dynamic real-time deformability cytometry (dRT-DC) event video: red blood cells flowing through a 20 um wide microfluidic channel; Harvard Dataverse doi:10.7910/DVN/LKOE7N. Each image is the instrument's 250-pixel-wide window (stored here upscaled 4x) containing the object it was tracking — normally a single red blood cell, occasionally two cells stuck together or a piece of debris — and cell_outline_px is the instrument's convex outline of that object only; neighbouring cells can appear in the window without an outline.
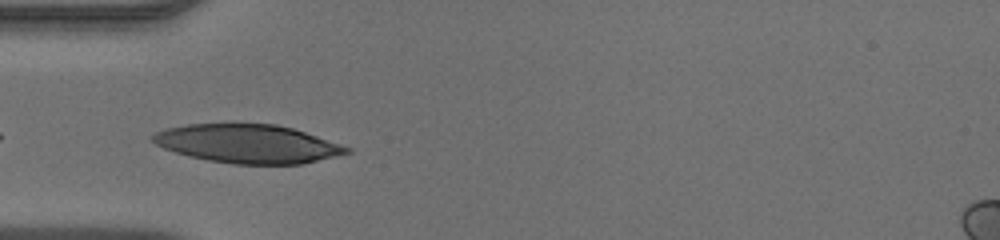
{"species": "human", "species_latin": "Homo sapiens", "temperature_condition": "warm", "stored_images_in_passage": 21, "camera_frame_rate_fps": 3000, "um_per_image_px": 0.085, "donor": {"sex": "male"}, "frame": {"image": 1, "passage_image": 1, "time_ms": 0.0, "image_size_px": [1000, 240], "cell_outline_px": [[352, 152], [300, 164], [232, 164], [208, 160], [188, 156], [164, 148], [156, 144], [152, 140], [152, 136], [156, 132], [168, 128], [188, 124], [276, 124], [292, 128], [352, 148]], "centroid_in_image_um": [21.06, 12.22], "position_along_channel_um": 63.9, "area_um2": 43.18}}
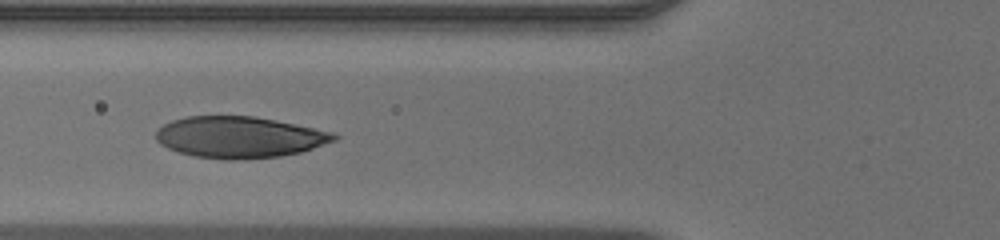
{"frame": {"image": 2, "passage_image": 4, "time_ms": 1.0, "image_size_px": [1000, 240], "cell_outline_px": [[340, 136], [336, 140], [300, 152], [280, 156], [236, 160], [228, 160], [196, 156], [180, 152], [168, 148], [160, 144], [156, 140], [156, 132], [164, 124], [172, 120], [188, 116], [252, 116], [332, 132]], "centroid_in_image_um": [20.32, 11.66], "position_along_channel_um": 105.5, "area_um2": 42.43}}
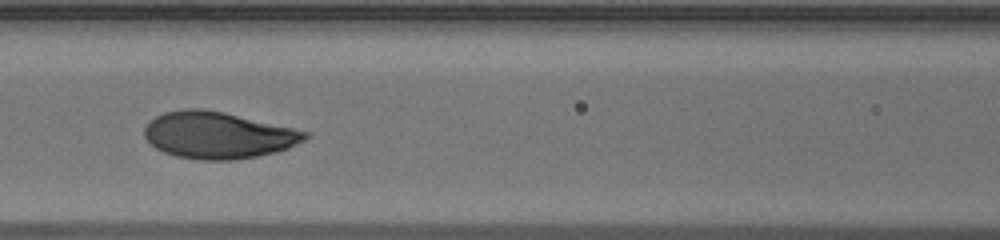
{"frame": {"image": 3, "passage_image": 7, "time_ms": 2.0, "image_size_px": [1000, 240], "cell_outline_px": [[308, 136], [304, 140], [288, 148], [276, 152], [256, 156], [232, 160], [200, 160], [176, 156], [164, 152], [156, 148], [144, 136], [144, 128], [148, 120], [164, 112], [184, 108], [200, 108], [224, 112], [292, 128], [308, 132]], "centroid_in_image_um": [18.49, 11.48], "position_along_channel_um": 148.1, "area_um2": 43.58}}